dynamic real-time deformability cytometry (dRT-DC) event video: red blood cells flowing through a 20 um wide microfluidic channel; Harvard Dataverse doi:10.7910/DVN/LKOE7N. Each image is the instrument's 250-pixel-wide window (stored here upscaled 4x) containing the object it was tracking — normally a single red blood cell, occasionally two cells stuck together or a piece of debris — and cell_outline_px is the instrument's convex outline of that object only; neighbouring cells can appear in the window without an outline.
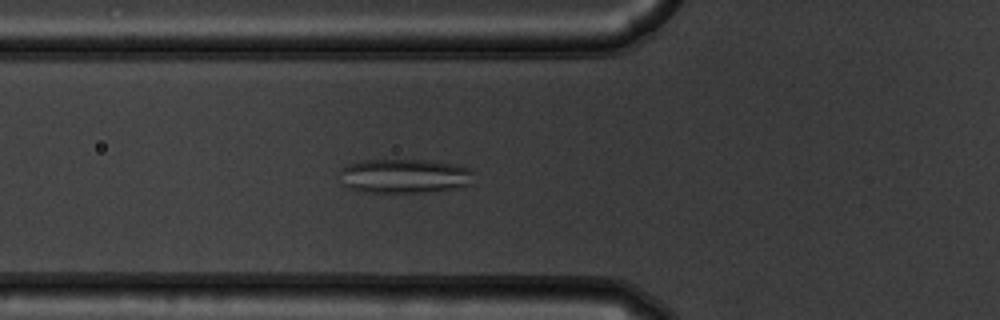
{"species": "common noctule bat (a hibernating species)", "species_latin": "Nyctalus noctula", "temperature_condition": "warm", "stored_images_in_passage": 53, "camera_frame_rate_fps": 3000, "um_per_image_px": 0.085, "animal": {"sex": "male", "body_mass_g": 19.5, "forearm_length_mm": 54.6}, "frame": {"image": 1, "passage_image": 19, "time_ms": 6.0, "image_size_px": [1000, 320], "cell_outline_px": [[472, 184], [464, 188], [436, 192], [360, 192], [348, 188], [340, 184], [340, 168], [348, 164], [364, 160], [428, 160], [456, 164], [468, 168], [472, 172]], "centroid_in_image_um": [34.38, 14.98], "position_along_channel_um": 91.4, "area_um2": 27.46}}
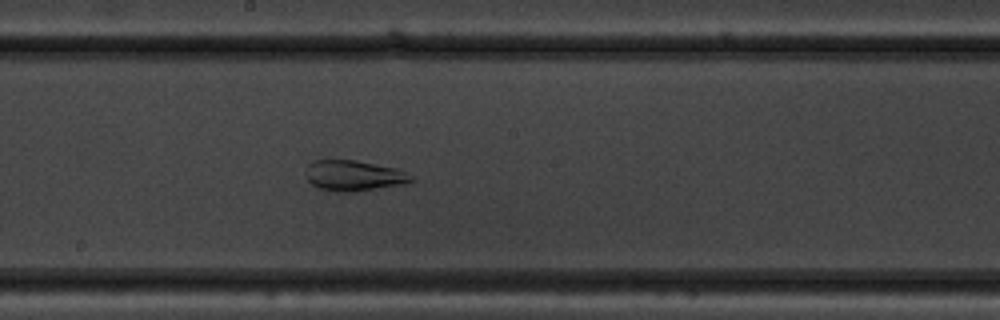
{"frame": {"image": 2, "passage_image": 29, "time_ms": 9.333, "image_size_px": [1000, 320], "cell_outline_px": [[416, 180], [412, 184], [356, 192], [336, 192], [316, 188], [308, 180], [308, 164], [316, 160], [356, 160], [396, 168], [412, 176]], "centroid_in_image_um": [30.17, 14.96], "position_along_channel_um": 218.0, "area_um2": 19.13}}
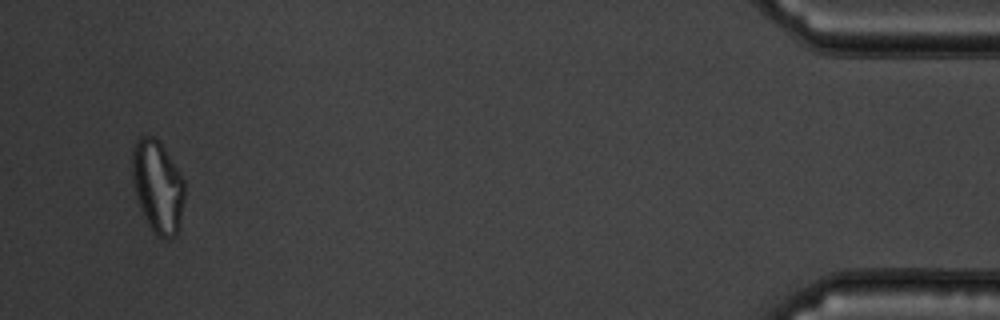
{"frame": {"image": 3, "passage_image": 51, "time_ms": 16.667, "image_size_px": [1000, 320], "cell_outline_px": [[184, 200], [180, 228], [176, 236], [168, 240], [156, 236], [148, 224], [140, 208], [136, 196], [132, 180], [132, 152], [136, 140], [140, 136], [152, 136], [160, 140], [184, 180]], "centroid_in_image_um": [13.41, 15.88], "position_along_channel_um": 421.8, "area_um2": 28.61}, "authors_computed_cell_mechanics": {"area_um2": 26.9926, "velocity_mm_per_s": 3.8075, "shape_relaxation_time_tau1_ms": null, "shape_relaxation_time_tau2_ms": 1.2752, "deformation_change_tau1": null, "deformation_change_tau2": 0.0848}}